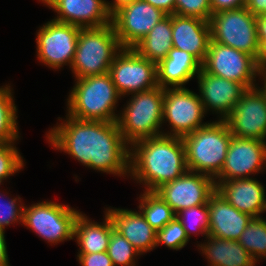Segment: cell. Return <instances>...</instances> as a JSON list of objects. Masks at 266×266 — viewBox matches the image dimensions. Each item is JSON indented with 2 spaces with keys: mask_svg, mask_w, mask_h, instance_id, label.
I'll return each instance as SVG.
<instances>
[{
  "mask_svg": "<svg viewBox=\"0 0 266 266\" xmlns=\"http://www.w3.org/2000/svg\"><path fill=\"white\" fill-rule=\"evenodd\" d=\"M66 119L46 134L55 149L97 171L118 176L130 173V146L117 122L79 120L68 115Z\"/></svg>",
  "mask_w": 266,
  "mask_h": 266,
  "instance_id": "cell-1",
  "label": "cell"
},
{
  "mask_svg": "<svg viewBox=\"0 0 266 266\" xmlns=\"http://www.w3.org/2000/svg\"><path fill=\"white\" fill-rule=\"evenodd\" d=\"M130 148V176L145 185L146 191H155L188 170L182 137L161 134Z\"/></svg>",
  "mask_w": 266,
  "mask_h": 266,
  "instance_id": "cell-2",
  "label": "cell"
},
{
  "mask_svg": "<svg viewBox=\"0 0 266 266\" xmlns=\"http://www.w3.org/2000/svg\"><path fill=\"white\" fill-rule=\"evenodd\" d=\"M77 80L68 97V116L79 120L117 122L114 111L121 95L109 72Z\"/></svg>",
  "mask_w": 266,
  "mask_h": 266,
  "instance_id": "cell-3",
  "label": "cell"
},
{
  "mask_svg": "<svg viewBox=\"0 0 266 266\" xmlns=\"http://www.w3.org/2000/svg\"><path fill=\"white\" fill-rule=\"evenodd\" d=\"M182 139L187 169L215 178L224 166L232 139L226 122H210Z\"/></svg>",
  "mask_w": 266,
  "mask_h": 266,
  "instance_id": "cell-4",
  "label": "cell"
},
{
  "mask_svg": "<svg viewBox=\"0 0 266 266\" xmlns=\"http://www.w3.org/2000/svg\"><path fill=\"white\" fill-rule=\"evenodd\" d=\"M122 49L112 23L98 28H81L71 65L75 78L109 72Z\"/></svg>",
  "mask_w": 266,
  "mask_h": 266,
  "instance_id": "cell-5",
  "label": "cell"
},
{
  "mask_svg": "<svg viewBox=\"0 0 266 266\" xmlns=\"http://www.w3.org/2000/svg\"><path fill=\"white\" fill-rule=\"evenodd\" d=\"M131 100L118 116L117 125L126 143H134L161 135L163 124L164 88L131 94Z\"/></svg>",
  "mask_w": 266,
  "mask_h": 266,
  "instance_id": "cell-6",
  "label": "cell"
},
{
  "mask_svg": "<svg viewBox=\"0 0 266 266\" xmlns=\"http://www.w3.org/2000/svg\"><path fill=\"white\" fill-rule=\"evenodd\" d=\"M255 17L245 7L212 14L210 20L212 40L245 52L257 60L260 44Z\"/></svg>",
  "mask_w": 266,
  "mask_h": 266,
  "instance_id": "cell-7",
  "label": "cell"
},
{
  "mask_svg": "<svg viewBox=\"0 0 266 266\" xmlns=\"http://www.w3.org/2000/svg\"><path fill=\"white\" fill-rule=\"evenodd\" d=\"M79 211L52 201H42L23 209V225L48 243L74 239L75 220Z\"/></svg>",
  "mask_w": 266,
  "mask_h": 266,
  "instance_id": "cell-8",
  "label": "cell"
},
{
  "mask_svg": "<svg viewBox=\"0 0 266 266\" xmlns=\"http://www.w3.org/2000/svg\"><path fill=\"white\" fill-rule=\"evenodd\" d=\"M201 68L206 73L237 82L247 89L256 87L255 77L261 75L253 56L212 39Z\"/></svg>",
  "mask_w": 266,
  "mask_h": 266,
  "instance_id": "cell-9",
  "label": "cell"
},
{
  "mask_svg": "<svg viewBox=\"0 0 266 266\" xmlns=\"http://www.w3.org/2000/svg\"><path fill=\"white\" fill-rule=\"evenodd\" d=\"M109 73L123 97L158 86L157 64L140 56L133 48H123L115 56Z\"/></svg>",
  "mask_w": 266,
  "mask_h": 266,
  "instance_id": "cell-10",
  "label": "cell"
},
{
  "mask_svg": "<svg viewBox=\"0 0 266 266\" xmlns=\"http://www.w3.org/2000/svg\"><path fill=\"white\" fill-rule=\"evenodd\" d=\"M206 114L198 94L184 87L164 88L163 123L168 121L171 133L183 137L208 123H202Z\"/></svg>",
  "mask_w": 266,
  "mask_h": 266,
  "instance_id": "cell-11",
  "label": "cell"
},
{
  "mask_svg": "<svg viewBox=\"0 0 266 266\" xmlns=\"http://www.w3.org/2000/svg\"><path fill=\"white\" fill-rule=\"evenodd\" d=\"M81 27L50 20L37 32V58L50 68L58 69L69 64L76 51Z\"/></svg>",
  "mask_w": 266,
  "mask_h": 266,
  "instance_id": "cell-12",
  "label": "cell"
},
{
  "mask_svg": "<svg viewBox=\"0 0 266 266\" xmlns=\"http://www.w3.org/2000/svg\"><path fill=\"white\" fill-rule=\"evenodd\" d=\"M233 137L266 141V95L258 86L247 89L224 119Z\"/></svg>",
  "mask_w": 266,
  "mask_h": 266,
  "instance_id": "cell-13",
  "label": "cell"
},
{
  "mask_svg": "<svg viewBox=\"0 0 266 266\" xmlns=\"http://www.w3.org/2000/svg\"><path fill=\"white\" fill-rule=\"evenodd\" d=\"M167 14L143 0L125 5L112 15V24L122 48H133Z\"/></svg>",
  "mask_w": 266,
  "mask_h": 266,
  "instance_id": "cell-14",
  "label": "cell"
},
{
  "mask_svg": "<svg viewBox=\"0 0 266 266\" xmlns=\"http://www.w3.org/2000/svg\"><path fill=\"white\" fill-rule=\"evenodd\" d=\"M215 191L213 177L187 170L182 176L162 184L154 192L177 214L183 209L207 204Z\"/></svg>",
  "mask_w": 266,
  "mask_h": 266,
  "instance_id": "cell-15",
  "label": "cell"
},
{
  "mask_svg": "<svg viewBox=\"0 0 266 266\" xmlns=\"http://www.w3.org/2000/svg\"><path fill=\"white\" fill-rule=\"evenodd\" d=\"M263 165L266 167V141L232 136L224 166L214 180L250 178V174L262 172Z\"/></svg>",
  "mask_w": 266,
  "mask_h": 266,
  "instance_id": "cell-16",
  "label": "cell"
},
{
  "mask_svg": "<svg viewBox=\"0 0 266 266\" xmlns=\"http://www.w3.org/2000/svg\"><path fill=\"white\" fill-rule=\"evenodd\" d=\"M44 5L54 9L53 20L81 28H98L112 23L105 0H46Z\"/></svg>",
  "mask_w": 266,
  "mask_h": 266,
  "instance_id": "cell-17",
  "label": "cell"
},
{
  "mask_svg": "<svg viewBox=\"0 0 266 266\" xmlns=\"http://www.w3.org/2000/svg\"><path fill=\"white\" fill-rule=\"evenodd\" d=\"M200 99L205 112L211 109L224 120L234 109L247 88L237 82L206 73L202 68L197 75Z\"/></svg>",
  "mask_w": 266,
  "mask_h": 266,
  "instance_id": "cell-18",
  "label": "cell"
},
{
  "mask_svg": "<svg viewBox=\"0 0 266 266\" xmlns=\"http://www.w3.org/2000/svg\"><path fill=\"white\" fill-rule=\"evenodd\" d=\"M216 192L240 212L260 217L266 211L265 188L255 178L215 181Z\"/></svg>",
  "mask_w": 266,
  "mask_h": 266,
  "instance_id": "cell-19",
  "label": "cell"
},
{
  "mask_svg": "<svg viewBox=\"0 0 266 266\" xmlns=\"http://www.w3.org/2000/svg\"><path fill=\"white\" fill-rule=\"evenodd\" d=\"M211 39L209 21L172 14L173 47L190 53L202 64Z\"/></svg>",
  "mask_w": 266,
  "mask_h": 266,
  "instance_id": "cell-20",
  "label": "cell"
},
{
  "mask_svg": "<svg viewBox=\"0 0 266 266\" xmlns=\"http://www.w3.org/2000/svg\"><path fill=\"white\" fill-rule=\"evenodd\" d=\"M209 232L208 235L238 241L241 233L253 218L240 212L216 191L210 196L208 203Z\"/></svg>",
  "mask_w": 266,
  "mask_h": 266,
  "instance_id": "cell-21",
  "label": "cell"
},
{
  "mask_svg": "<svg viewBox=\"0 0 266 266\" xmlns=\"http://www.w3.org/2000/svg\"><path fill=\"white\" fill-rule=\"evenodd\" d=\"M114 229L125 237L140 253H146L156 247V230L145 220L142 213L128 209L106 210Z\"/></svg>",
  "mask_w": 266,
  "mask_h": 266,
  "instance_id": "cell-22",
  "label": "cell"
},
{
  "mask_svg": "<svg viewBox=\"0 0 266 266\" xmlns=\"http://www.w3.org/2000/svg\"><path fill=\"white\" fill-rule=\"evenodd\" d=\"M200 71L201 63L193 55L173 47L157 64V84L161 88L183 87Z\"/></svg>",
  "mask_w": 266,
  "mask_h": 266,
  "instance_id": "cell-23",
  "label": "cell"
},
{
  "mask_svg": "<svg viewBox=\"0 0 266 266\" xmlns=\"http://www.w3.org/2000/svg\"><path fill=\"white\" fill-rule=\"evenodd\" d=\"M81 212L75 220L74 237L80 246L78 254L101 253L107 251L112 230L113 222L107 212L102 224L90 221Z\"/></svg>",
  "mask_w": 266,
  "mask_h": 266,
  "instance_id": "cell-24",
  "label": "cell"
},
{
  "mask_svg": "<svg viewBox=\"0 0 266 266\" xmlns=\"http://www.w3.org/2000/svg\"><path fill=\"white\" fill-rule=\"evenodd\" d=\"M207 243L198 245L206 256L209 266H255L256 261L238 242L206 236Z\"/></svg>",
  "mask_w": 266,
  "mask_h": 266,
  "instance_id": "cell-25",
  "label": "cell"
},
{
  "mask_svg": "<svg viewBox=\"0 0 266 266\" xmlns=\"http://www.w3.org/2000/svg\"><path fill=\"white\" fill-rule=\"evenodd\" d=\"M173 48L172 15L159 21L133 49L142 57L158 64Z\"/></svg>",
  "mask_w": 266,
  "mask_h": 266,
  "instance_id": "cell-26",
  "label": "cell"
},
{
  "mask_svg": "<svg viewBox=\"0 0 266 266\" xmlns=\"http://www.w3.org/2000/svg\"><path fill=\"white\" fill-rule=\"evenodd\" d=\"M139 211L154 230L162 229L176 214L154 191H144L140 197Z\"/></svg>",
  "mask_w": 266,
  "mask_h": 266,
  "instance_id": "cell-27",
  "label": "cell"
},
{
  "mask_svg": "<svg viewBox=\"0 0 266 266\" xmlns=\"http://www.w3.org/2000/svg\"><path fill=\"white\" fill-rule=\"evenodd\" d=\"M11 86L0 87V144L18 140L17 108Z\"/></svg>",
  "mask_w": 266,
  "mask_h": 266,
  "instance_id": "cell-28",
  "label": "cell"
},
{
  "mask_svg": "<svg viewBox=\"0 0 266 266\" xmlns=\"http://www.w3.org/2000/svg\"><path fill=\"white\" fill-rule=\"evenodd\" d=\"M238 242L256 262L259 258H266V220L262 216L253 217Z\"/></svg>",
  "mask_w": 266,
  "mask_h": 266,
  "instance_id": "cell-29",
  "label": "cell"
},
{
  "mask_svg": "<svg viewBox=\"0 0 266 266\" xmlns=\"http://www.w3.org/2000/svg\"><path fill=\"white\" fill-rule=\"evenodd\" d=\"M176 217L181 222L185 229L188 239L191 233L208 236L209 232V211L207 204L197 205L187 209H183L176 214Z\"/></svg>",
  "mask_w": 266,
  "mask_h": 266,
  "instance_id": "cell-30",
  "label": "cell"
},
{
  "mask_svg": "<svg viewBox=\"0 0 266 266\" xmlns=\"http://www.w3.org/2000/svg\"><path fill=\"white\" fill-rule=\"evenodd\" d=\"M107 254L114 266H135V257L141 255L132 244L115 229L112 230Z\"/></svg>",
  "mask_w": 266,
  "mask_h": 266,
  "instance_id": "cell-31",
  "label": "cell"
},
{
  "mask_svg": "<svg viewBox=\"0 0 266 266\" xmlns=\"http://www.w3.org/2000/svg\"><path fill=\"white\" fill-rule=\"evenodd\" d=\"M155 238L156 246L163 243L166 247L174 250L182 249L189 242L185 229L177 217L162 229L156 230Z\"/></svg>",
  "mask_w": 266,
  "mask_h": 266,
  "instance_id": "cell-32",
  "label": "cell"
},
{
  "mask_svg": "<svg viewBox=\"0 0 266 266\" xmlns=\"http://www.w3.org/2000/svg\"><path fill=\"white\" fill-rule=\"evenodd\" d=\"M13 144L14 142L0 144V184L25 166L23 158Z\"/></svg>",
  "mask_w": 266,
  "mask_h": 266,
  "instance_id": "cell-33",
  "label": "cell"
},
{
  "mask_svg": "<svg viewBox=\"0 0 266 266\" xmlns=\"http://www.w3.org/2000/svg\"><path fill=\"white\" fill-rule=\"evenodd\" d=\"M175 14L210 22L212 17L210 0H175Z\"/></svg>",
  "mask_w": 266,
  "mask_h": 266,
  "instance_id": "cell-34",
  "label": "cell"
},
{
  "mask_svg": "<svg viewBox=\"0 0 266 266\" xmlns=\"http://www.w3.org/2000/svg\"><path fill=\"white\" fill-rule=\"evenodd\" d=\"M19 199L20 197H15L13 199H9L8 197V200H5L6 202H0V229L4 230L6 226L15 222L23 223L24 204H22ZM18 200L20 204L17 202Z\"/></svg>",
  "mask_w": 266,
  "mask_h": 266,
  "instance_id": "cell-35",
  "label": "cell"
},
{
  "mask_svg": "<svg viewBox=\"0 0 266 266\" xmlns=\"http://www.w3.org/2000/svg\"><path fill=\"white\" fill-rule=\"evenodd\" d=\"M81 266H114L107 251L101 253L78 254Z\"/></svg>",
  "mask_w": 266,
  "mask_h": 266,
  "instance_id": "cell-36",
  "label": "cell"
},
{
  "mask_svg": "<svg viewBox=\"0 0 266 266\" xmlns=\"http://www.w3.org/2000/svg\"><path fill=\"white\" fill-rule=\"evenodd\" d=\"M246 0H210L212 14L225 10L239 9L245 6Z\"/></svg>",
  "mask_w": 266,
  "mask_h": 266,
  "instance_id": "cell-37",
  "label": "cell"
},
{
  "mask_svg": "<svg viewBox=\"0 0 266 266\" xmlns=\"http://www.w3.org/2000/svg\"><path fill=\"white\" fill-rule=\"evenodd\" d=\"M244 7L255 16L266 14V0H246Z\"/></svg>",
  "mask_w": 266,
  "mask_h": 266,
  "instance_id": "cell-38",
  "label": "cell"
},
{
  "mask_svg": "<svg viewBox=\"0 0 266 266\" xmlns=\"http://www.w3.org/2000/svg\"><path fill=\"white\" fill-rule=\"evenodd\" d=\"M164 11L167 15L175 14V0H143Z\"/></svg>",
  "mask_w": 266,
  "mask_h": 266,
  "instance_id": "cell-39",
  "label": "cell"
},
{
  "mask_svg": "<svg viewBox=\"0 0 266 266\" xmlns=\"http://www.w3.org/2000/svg\"><path fill=\"white\" fill-rule=\"evenodd\" d=\"M257 36L260 46L266 42V14L255 17Z\"/></svg>",
  "mask_w": 266,
  "mask_h": 266,
  "instance_id": "cell-40",
  "label": "cell"
},
{
  "mask_svg": "<svg viewBox=\"0 0 266 266\" xmlns=\"http://www.w3.org/2000/svg\"><path fill=\"white\" fill-rule=\"evenodd\" d=\"M5 241V231L0 229V266H10Z\"/></svg>",
  "mask_w": 266,
  "mask_h": 266,
  "instance_id": "cell-41",
  "label": "cell"
},
{
  "mask_svg": "<svg viewBox=\"0 0 266 266\" xmlns=\"http://www.w3.org/2000/svg\"><path fill=\"white\" fill-rule=\"evenodd\" d=\"M137 0H114L113 3L106 2L108 12L113 15L116 11L125 5L131 4Z\"/></svg>",
  "mask_w": 266,
  "mask_h": 266,
  "instance_id": "cell-42",
  "label": "cell"
},
{
  "mask_svg": "<svg viewBox=\"0 0 266 266\" xmlns=\"http://www.w3.org/2000/svg\"><path fill=\"white\" fill-rule=\"evenodd\" d=\"M258 68L261 74L266 73V42L260 46V53L257 58Z\"/></svg>",
  "mask_w": 266,
  "mask_h": 266,
  "instance_id": "cell-43",
  "label": "cell"
},
{
  "mask_svg": "<svg viewBox=\"0 0 266 266\" xmlns=\"http://www.w3.org/2000/svg\"><path fill=\"white\" fill-rule=\"evenodd\" d=\"M261 77H263V81H264V84H263L264 86L261 89L264 91L266 95V73L261 74Z\"/></svg>",
  "mask_w": 266,
  "mask_h": 266,
  "instance_id": "cell-44",
  "label": "cell"
}]
</instances>
